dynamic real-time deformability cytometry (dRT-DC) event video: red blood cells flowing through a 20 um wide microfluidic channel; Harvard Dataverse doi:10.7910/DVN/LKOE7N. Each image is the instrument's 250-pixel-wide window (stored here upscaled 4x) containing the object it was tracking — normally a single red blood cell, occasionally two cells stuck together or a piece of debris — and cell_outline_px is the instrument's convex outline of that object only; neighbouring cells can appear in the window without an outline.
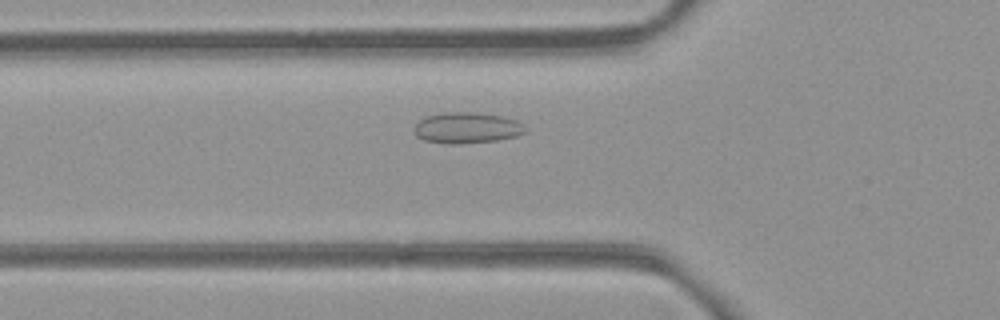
{"species": "common noctule bat (a hibernating species)", "species_latin": "Nyctalus noctula", "temperature_condition": "room temperature", "stored_images_in_passage": 47, "camera_frame_rate_fps": 3000, "um_per_image_px": 0.085, "animal": {"sex": "female", "body_mass_g": 21.9}, "frame": {"image": 1, "passage_image": 13, "time_ms": 4.0, "image_size_px": [1000, 320], "cell_outline_px": [[528, 132], [516, 136], [496, 140], [460, 144], [448, 144], [424, 140], [416, 136], [416, 124], [424, 116], [444, 112], [472, 112], [500, 116], [516, 120], [528, 128]], "centroid_in_image_um": [39.71, 10.87], "position_along_channel_um": 86.1, "area_um2": 20.06}}
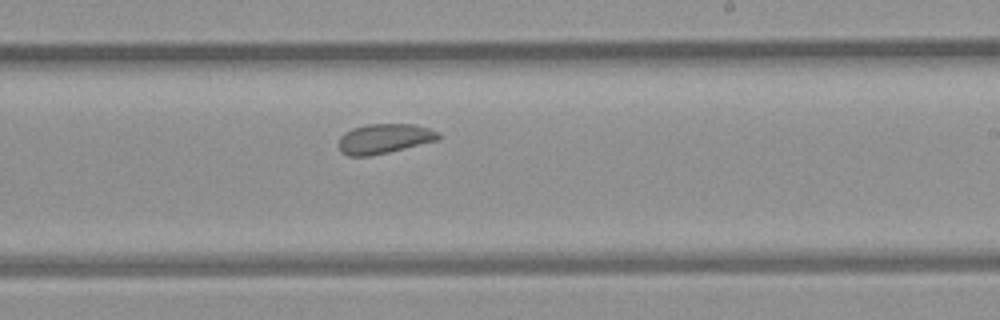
{"frame": {"image": 2, "passage_image": 26, "time_ms": 8.333, "image_size_px": [1000, 320], "cell_outline_px": [[440, 140], [388, 152], [368, 156], [348, 156], [340, 152], [336, 144], [340, 136], [344, 132], [352, 128], [368, 124], [416, 124], [440, 132]], "centroid_in_image_um": [32.64, 11.79], "position_along_channel_um": 256.4, "area_um2": 17.63}}
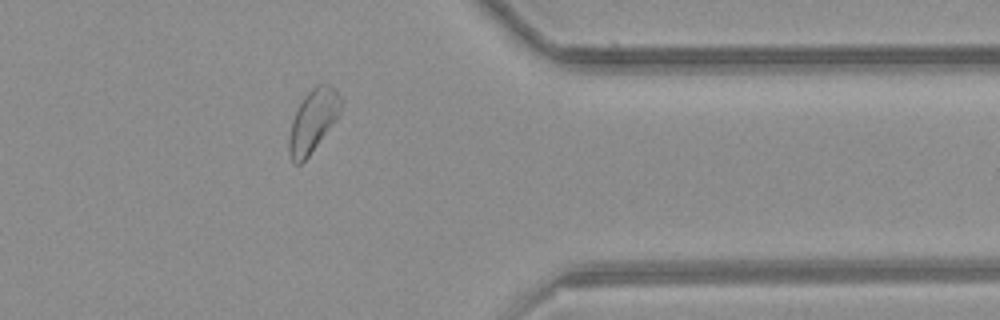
{"frame": {"image": 3, "passage_image": 37, "time_ms": 12.0, "image_size_px": [1000, 320], "cell_outline_px": [[344, 104], [340, 116], [308, 156], [300, 164], [296, 164], [292, 160], [288, 152], [288, 140], [292, 120], [304, 96], [316, 84], [328, 84], [336, 92]], "centroid_in_image_um": [26.62, 10.27], "position_along_channel_um": 384.8, "area_um2": 18.84}, "authors_computed_cell_mechanics": {"area_um2": 18.9584, "velocity_mm_per_s": 3.9204, "shape_relaxation_time_tau1_ms": null, "shape_relaxation_time_tau2_ms": 4.7238, "deformation_change_tau1": null, "deformation_change_tau2": 0.0959}}